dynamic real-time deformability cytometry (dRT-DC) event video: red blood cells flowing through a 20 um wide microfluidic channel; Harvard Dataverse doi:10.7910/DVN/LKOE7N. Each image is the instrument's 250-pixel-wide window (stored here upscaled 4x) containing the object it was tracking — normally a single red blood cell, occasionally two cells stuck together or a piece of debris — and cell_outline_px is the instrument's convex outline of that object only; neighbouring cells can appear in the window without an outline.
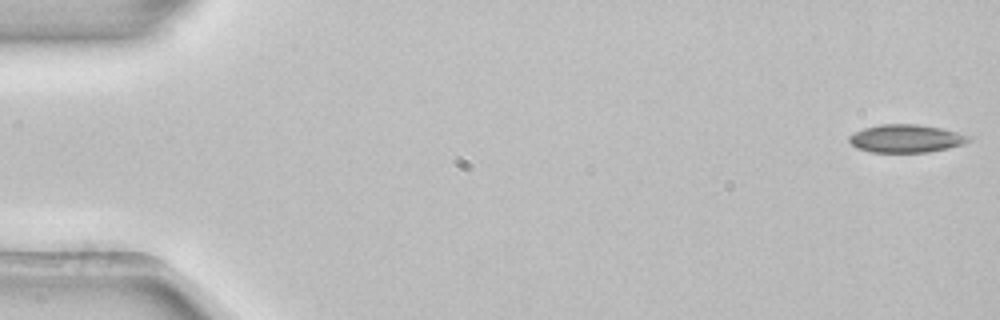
{"species": "common noctule bat (a hibernating species)", "species_latin": "Nyctalus noctula", "temperature_condition": "room temperature", "stored_images_in_passage": 5, "segment_of_instrument_passage": [2, 2], "camera_frame_rate_fps": 3000, "um_per_image_px": 0.085, "animal": {"sex": "female", "body_mass_g": 22.7, "forearm_length_mm": 54.2}, "frame": {"image": 1, "passage_image": 5, "time_ms": 1.333, "image_size_px": [1000, 320], "cell_outline_px": [[972, 140], [964, 144], [948, 148], [928, 152], [872, 152], [856, 148], [848, 140], [848, 136], [864, 128], [880, 124], [916, 124], [940, 128], [956, 132], [968, 136]], "centroid_in_image_um": [77.0, 11.78], "position_along_channel_um": 8.0, "area_um2": 19.36}}